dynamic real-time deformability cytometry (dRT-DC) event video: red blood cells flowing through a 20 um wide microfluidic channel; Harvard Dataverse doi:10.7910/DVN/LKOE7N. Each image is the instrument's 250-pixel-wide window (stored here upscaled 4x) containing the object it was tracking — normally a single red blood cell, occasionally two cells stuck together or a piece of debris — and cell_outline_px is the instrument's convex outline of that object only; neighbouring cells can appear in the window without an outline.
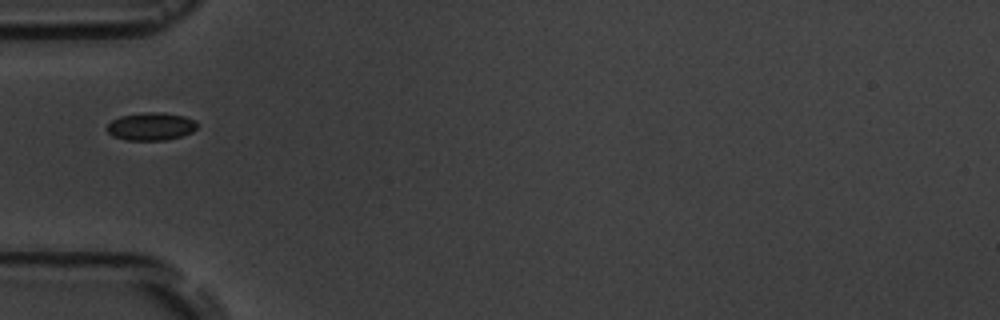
{"species": "common noctule bat (a hibernating species)", "species_latin": "Nyctalus noctula", "temperature_condition": "room temperature", "stored_images_in_passage": 11, "camera_frame_rate_fps": 3000, "um_per_image_px": 0.085, "animal": {"sex": "male", "body_mass_g": 19.5, "forearm_length_mm": 54.6}, "frame": {"image": 1, "passage_image": 1, "time_ms": 0.0, "image_size_px": [1000, 320], "cell_outline_px": [[196, 128], [192, 132], [180, 136], [164, 140], [124, 140], [112, 136], [104, 128], [112, 120], [120, 116], [144, 112], [160, 112], [184, 116], [196, 120]], "centroid_in_image_um": [12.79, 10.74], "position_along_channel_um": 72.2, "area_um2": 14.68}}
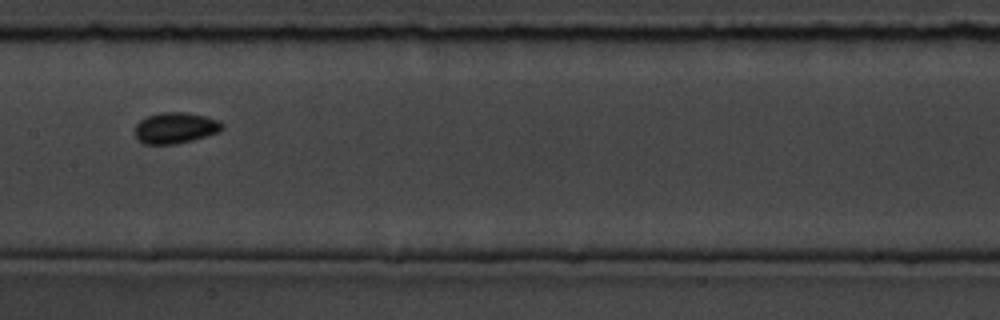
{"frame": {"image": 2, "passage_image": 4, "time_ms": 3.333, "image_size_px": [1000, 320], "cell_outline_px": [[224, 128], [220, 132], [208, 136], [176, 144], [144, 144], [136, 136], [136, 124], [140, 120], [148, 116], [160, 112], [184, 112], [204, 116], [220, 120], [224, 124]], "centroid_in_image_um": [14.96, 10.87], "position_along_channel_um": 192.4, "area_um2": 15.84}}
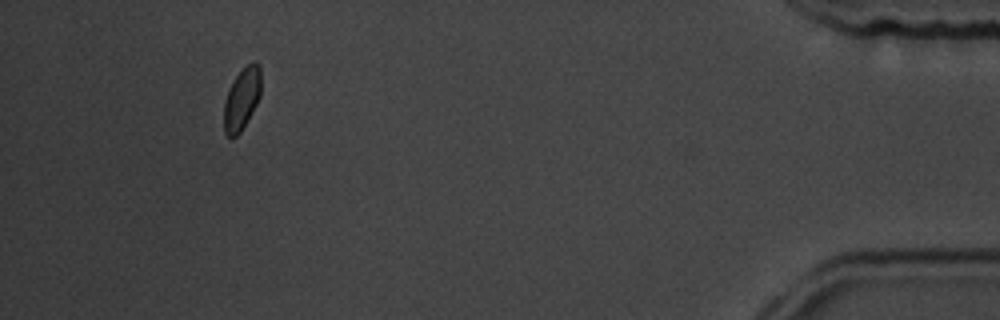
{"frame": {"image": 3, "passage_image": 11, "time_ms": 11.333, "image_size_px": [1000, 320], "cell_outline_px": [[260, 96], [256, 104], [240, 132], [232, 140], [224, 132], [224, 104], [228, 88], [236, 76], [252, 60], [256, 60], [260, 64]], "centroid_in_image_um": [20.55, 8.39], "position_along_channel_um": 414.7, "area_um2": 13.35}, "authors_computed_cell_mechanics": {"area_um2": 14.5078, "velocity_mm_per_s": 3.6004, "shape_relaxation_time_tau1_ms": 1.7832, "shape_relaxation_time_tau2_ms": 3.425, "deformation_change_tau1": 0.0475, "deformation_change_tau2": 0.0497}}